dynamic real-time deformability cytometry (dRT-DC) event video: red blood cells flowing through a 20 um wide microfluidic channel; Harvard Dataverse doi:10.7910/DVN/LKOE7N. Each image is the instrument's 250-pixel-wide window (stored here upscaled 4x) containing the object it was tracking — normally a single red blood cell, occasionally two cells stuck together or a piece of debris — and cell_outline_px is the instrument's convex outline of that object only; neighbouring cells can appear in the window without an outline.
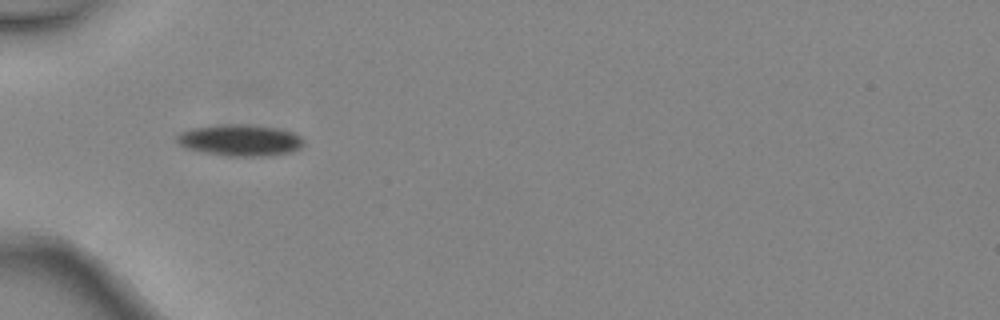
{"species": "common noctule bat (a hibernating species)", "species_latin": "Nyctalus noctula", "temperature_condition": "warm", "stored_images_in_passage": 3, "camera_frame_rate_fps": 3000, "um_per_image_px": 0.085, "animal": {"sex": "female", "body_mass_g": 24.6, "forearm_length_mm": 56.2}, "frame": {"image": 1, "passage_image": 3, "time_ms": 0.667, "image_size_px": [1000, 320], "cell_outline_px": [[304, 144], [300, 148], [292, 152], [256, 156], [228, 156], [200, 152], [188, 148], [180, 144], [176, 140], [176, 136], [180, 132], [192, 128], [228, 124], [244, 124], [276, 128], [292, 132], [300, 136], [304, 140]], "centroid_in_image_um": [20.4, 11.92], "position_along_channel_um": 64.6, "area_um2": 23.06}}